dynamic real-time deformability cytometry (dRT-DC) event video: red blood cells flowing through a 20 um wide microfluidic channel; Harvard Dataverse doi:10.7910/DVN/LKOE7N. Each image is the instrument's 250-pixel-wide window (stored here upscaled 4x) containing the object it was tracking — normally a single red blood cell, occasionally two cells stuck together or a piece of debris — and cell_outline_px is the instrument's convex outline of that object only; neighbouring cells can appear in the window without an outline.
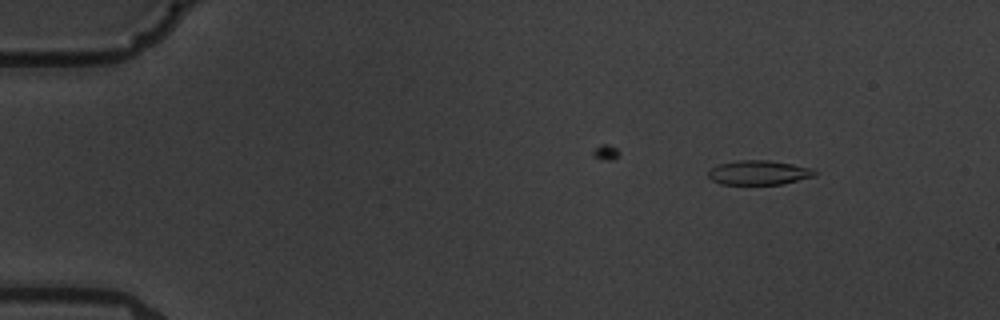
{"species": "common noctule bat (a hibernating species)", "species_latin": "Nyctalus noctula", "temperature_condition": "warm", "stored_images_in_passage": 5, "camera_frame_rate_fps": 3000, "um_per_image_px": 0.085, "animal": {"sex": "male", "body_mass_g": 19.5, "forearm_length_mm": 54.6}, "frame": {"image": 1, "passage_image": 2, "time_ms": 1.0, "image_size_px": [1000, 320], "cell_outline_px": [[816, 176], [780, 184], [720, 184], [712, 180], [708, 176], [708, 172], [712, 168], [720, 164], [736, 160], [768, 160], [792, 164], [812, 168], [816, 172]], "centroid_in_image_um": [64.5, 14.67], "position_along_channel_um": 20.5, "area_um2": 15.03}}
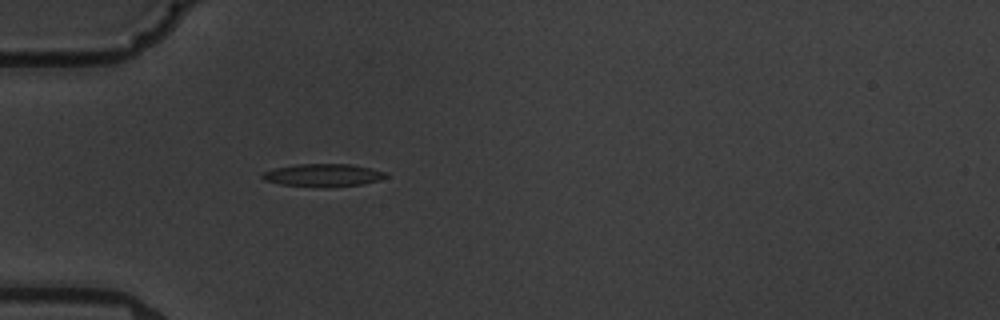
{"frame": {"image": 2, "passage_image": 5, "time_ms": 4.667, "image_size_px": [1000, 320], "cell_outline_px": [[388, 176], [380, 180], [360, 184], [328, 188], [324, 188], [280, 184], [264, 180], [260, 176], [264, 172], [276, 168], [296, 164], [352, 164], [384, 172]], "centroid_in_image_um": [27.44, 14.9], "position_along_channel_um": 57.6, "area_um2": 16.36}}